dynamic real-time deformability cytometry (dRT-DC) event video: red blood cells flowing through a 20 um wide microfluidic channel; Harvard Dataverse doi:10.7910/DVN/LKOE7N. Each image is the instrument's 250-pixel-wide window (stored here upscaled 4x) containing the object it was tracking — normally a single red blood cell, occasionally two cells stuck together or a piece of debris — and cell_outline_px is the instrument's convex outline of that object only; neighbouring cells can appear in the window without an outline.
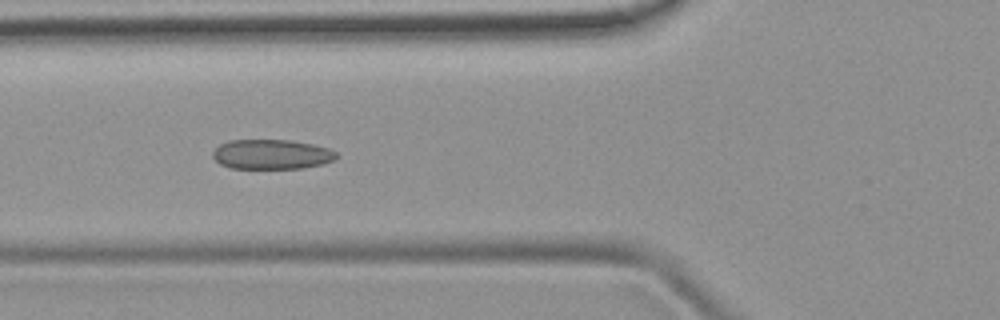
{"species": "common noctule bat (a hibernating species)", "species_latin": "Nyctalus noctula", "temperature_condition": "room temperature", "stored_images_in_passage": 6, "camera_frame_rate_fps": 3000, "um_per_image_px": 0.085, "animal": {"sex": "female", "body_mass_g": 19.9}, "frame": {"image": 1, "passage_image": 4, "time_ms": 4.333, "image_size_px": [1000, 320], "cell_outline_px": [[340, 156], [324, 164], [304, 168], [232, 168], [220, 164], [212, 156], [212, 152], [220, 144], [228, 140], [288, 140], [312, 144], [328, 148], [336, 152]], "centroid_in_image_um": [23.09, 13.12], "position_along_channel_um": 102.7, "area_um2": 21.44}}
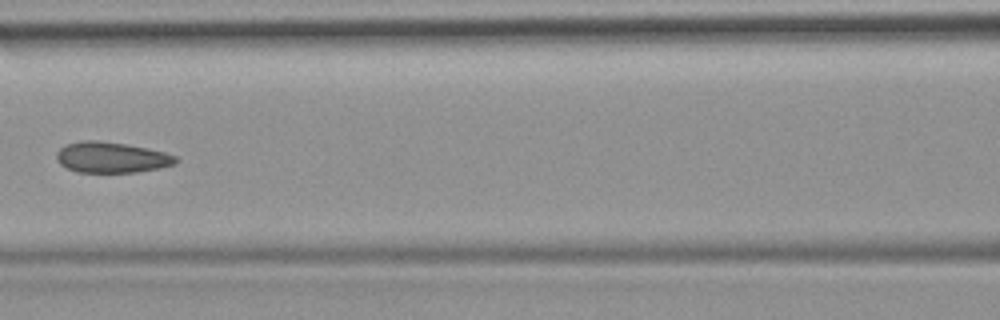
{"frame": {"image": 2, "passage_image": 5, "time_ms": 5.667, "image_size_px": [1000, 320], "cell_outline_px": [[180, 160], [176, 164], [160, 168], [136, 172], [76, 172], [60, 164], [56, 160], [56, 152], [64, 144], [80, 140], [96, 140], [128, 144], [148, 148], [164, 152], [176, 156]], "centroid_in_image_um": [9.47, 13.37], "position_along_channel_um": 157.1, "area_um2": 21.68}}
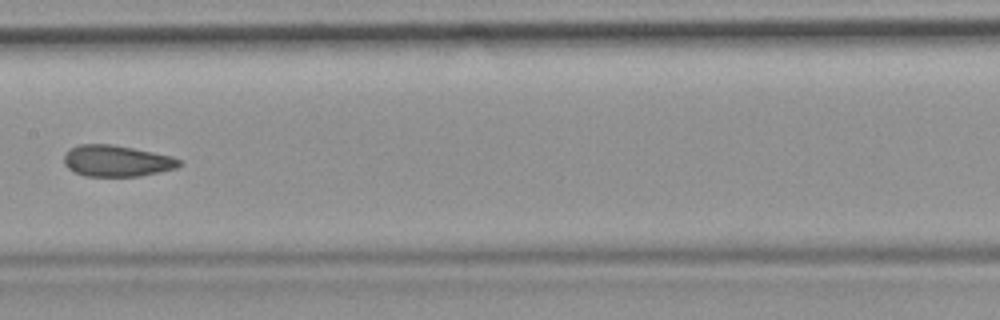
{"frame": {"image": 3, "passage_image": 6, "time_ms": 6.667, "image_size_px": [1000, 320], "cell_outline_px": [[180, 164], [176, 168], [140, 176], [84, 176], [68, 168], [64, 164], [64, 156], [72, 148], [80, 144], [112, 144], [172, 156], [180, 160]], "centroid_in_image_um": [9.91, 13.68], "position_along_channel_um": 197.5, "area_um2": 20.75}}